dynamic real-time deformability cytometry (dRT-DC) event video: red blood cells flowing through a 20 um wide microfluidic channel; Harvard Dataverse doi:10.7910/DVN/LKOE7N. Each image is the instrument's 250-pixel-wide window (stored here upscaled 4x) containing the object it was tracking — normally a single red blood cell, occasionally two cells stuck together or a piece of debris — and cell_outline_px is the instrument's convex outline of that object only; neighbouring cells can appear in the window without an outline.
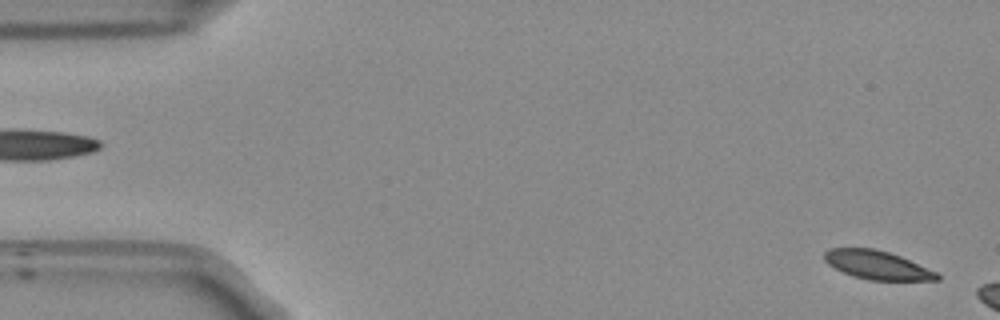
{"species": "Egyptian fruit bat (a non-hibernating species)", "species_latin": "Rousettus aegyptiacus", "temperature_condition": "room temperature", "stored_images_in_passage": 7, "camera_frame_rate_fps": 3000, "um_per_image_px": 0.085, "frame": {"image": 1, "passage_image": 1, "time_ms": 0.0, "image_size_px": [1000, 320], "cell_outline_px": [[940, 280], [868, 280], [852, 276], [828, 264], [824, 260], [824, 252], [828, 248], [872, 248], [888, 252], [900, 256], [936, 272], [940, 276]], "centroid_in_image_um": [74.53, 22.53], "position_along_channel_um": 10.5, "area_um2": 18.61}}